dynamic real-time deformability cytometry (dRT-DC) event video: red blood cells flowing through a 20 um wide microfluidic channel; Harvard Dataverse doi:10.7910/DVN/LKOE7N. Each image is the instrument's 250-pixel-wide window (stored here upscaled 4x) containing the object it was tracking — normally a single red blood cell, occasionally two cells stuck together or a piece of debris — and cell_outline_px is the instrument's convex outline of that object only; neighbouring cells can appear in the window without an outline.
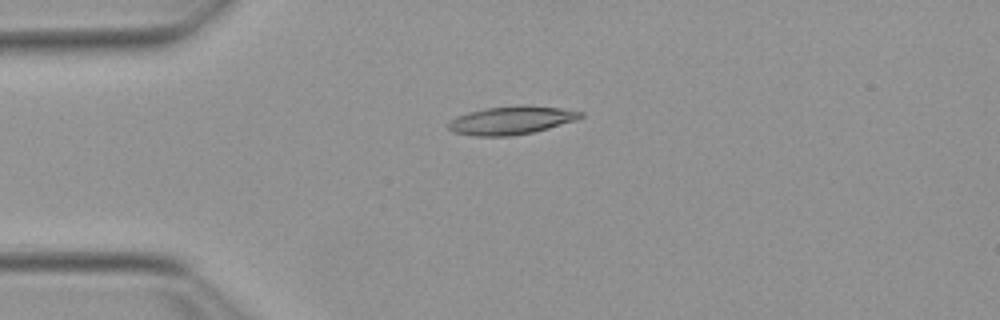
{"species": "Egyptian fruit bat (a non-hibernating species)", "species_latin": "Rousettus aegyptiacus", "temperature_condition": "warm", "stored_images_in_passage": 41, "camera_frame_rate_fps": 3000, "um_per_image_px": 0.085, "animal": {"sex": "female"}, "frame": {"image": 1, "passage_image": 1, "time_ms": 0.0, "image_size_px": [1000, 320], "cell_outline_px": [[584, 116], [576, 120], [548, 128], [532, 132], [512, 136], [472, 136], [452, 132], [448, 128], [448, 124], [456, 116], [468, 112], [488, 108], [520, 104], [560, 108], [584, 112]], "centroid_in_image_um": [43.46, 10.22], "position_along_channel_um": 41.5, "area_um2": 21.79}}
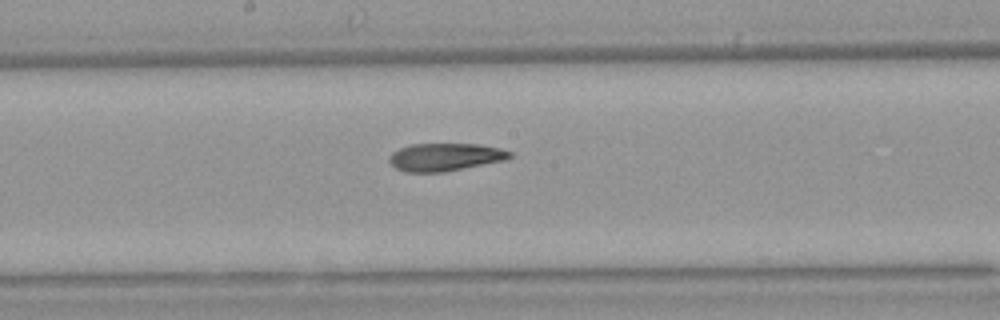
{"frame": {"image": 2, "passage_image": 16, "time_ms": 5.0, "image_size_px": [1000, 320], "cell_outline_px": [[512, 156], [508, 160], [444, 172], [404, 172], [396, 168], [388, 160], [388, 156], [392, 152], [400, 148], [412, 144], [480, 144], [500, 148], [512, 152]], "centroid_in_image_um": [37.86, 13.35], "position_along_channel_um": 210.3, "area_um2": 19.71}}
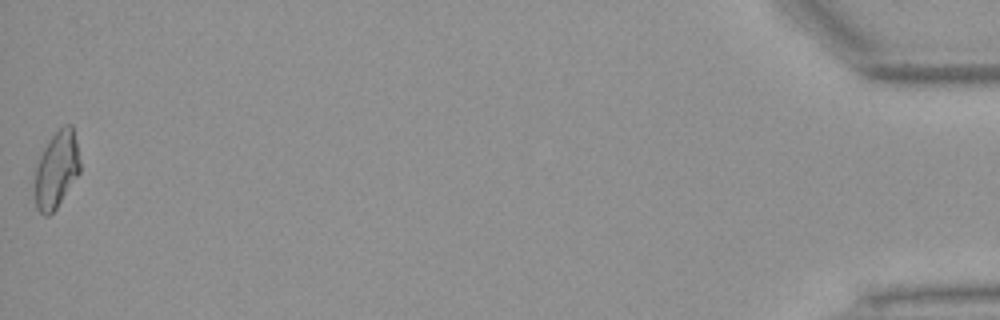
{"frame": {"image": 3, "passage_image": 41, "time_ms": 13.333, "image_size_px": [1000, 320], "cell_outline_px": [[80, 172], [56, 208], [48, 216], [44, 216], [36, 208], [36, 164], [48, 140], [64, 124], [72, 124], [80, 160]], "centroid_in_image_um": [4.82, 14.4], "position_along_channel_um": 430.4, "area_um2": 19.88}, "authors_computed_cell_mechanics": {"area_um2": 19.941, "velocity_mm_per_s": 3.8468, "shape_relaxation_time_tau1_ms": null, "shape_relaxation_time_tau2_ms": 3.5617, "deformation_change_tau1": null, "deformation_change_tau2": 0.1221}}